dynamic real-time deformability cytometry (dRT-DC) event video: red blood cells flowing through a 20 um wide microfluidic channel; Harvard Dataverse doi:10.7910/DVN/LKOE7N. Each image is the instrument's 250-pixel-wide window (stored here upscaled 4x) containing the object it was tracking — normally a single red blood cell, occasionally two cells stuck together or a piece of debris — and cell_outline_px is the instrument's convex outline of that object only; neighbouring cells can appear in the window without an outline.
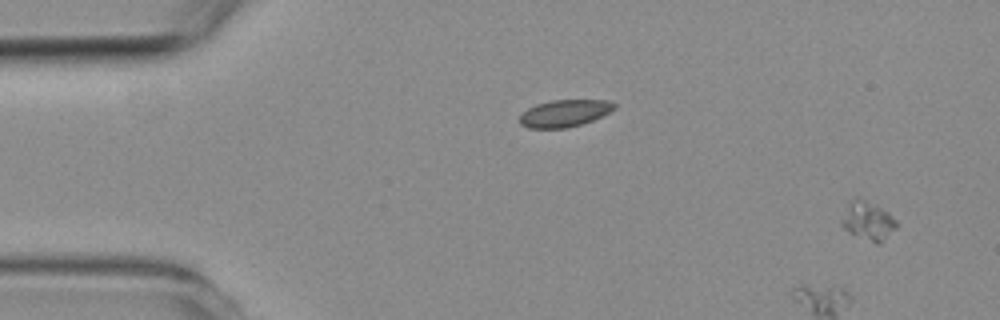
{"species": "common noctule bat (a hibernating species)", "species_latin": "Nyctalus noctula", "temperature_condition": "room temperature", "stored_images_in_passage": 5, "camera_frame_rate_fps": 3000, "um_per_image_px": 0.085, "animal": {"sex": "female", "body_mass_g": 19.3, "forearm_length_mm": 54.1}, "frame": {"image": 1, "passage_image": 1, "time_ms": 0.0, "image_size_px": [1000, 320], "cell_outline_px": [[896, 228], [880, 244], [876, 244], [844, 228], [840, 224], [840, 220], [848, 200], [856, 196], [876, 204], [888, 212], [896, 220]], "centroid_in_image_um": [73.75, 18.72], "position_along_channel_um": 11.3, "area_um2": 12.43}}